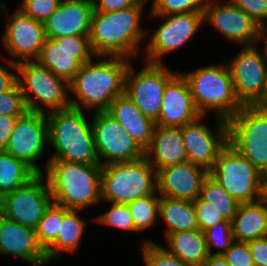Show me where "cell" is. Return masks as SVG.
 <instances>
[{
  "instance_id": "e575fe53",
  "label": "cell",
  "mask_w": 267,
  "mask_h": 266,
  "mask_svg": "<svg viewBox=\"0 0 267 266\" xmlns=\"http://www.w3.org/2000/svg\"><path fill=\"white\" fill-rule=\"evenodd\" d=\"M207 0H153L152 15L203 12Z\"/></svg>"
},
{
  "instance_id": "52a82bcc",
  "label": "cell",
  "mask_w": 267,
  "mask_h": 266,
  "mask_svg": "<svg viewBox=\"0 0 267 266\" xmlns=\"http://www.w3.org/2000/svg\"><path fill=\"white\" fill-rule=\"evenodd\" d=\"M11 60L5 59L9 66L18 71L17 83L28 111L46 114L40 103L50 108L51 112L71 107L70 97L68 98L67 95L69 83L66 80L37 61H23L15 64Z\"/></svg>"
},
{
  "instance_id": "8d00e7d4",
  "label": "cell",
  "mask_w": 267,
  "mask_h": 266,
  "mask_svg": "<svg viewBox=\"0 0 267 266\" xmlns=\"http://www.w3.org/2000/svg\"><path fill=\"white\" fill-rule=\"evenodd\" d=\"M142 252L145 266H190L154 242L145 241Z\"/></svg>"
},
{
  "instance_id": "836d02e7",
  "label": "cell",
  "mask_w": 267,
  "mask_h": 266,
  "mask_svg": "<svg viewBox=\"0 0 267 266\" xmlns=\"http://www.w3.org/2000/svg\"><path fill=\"white\" fill-rule=\"evenodd\" d=\"M209 255H223L234 242L232 222L225 220L203 231ZM215 246L220 250L212 252Z\"/></svg>"
},
{
  "instance_id": "ffe728a7",
  "label": "cell",
  "mask_w": 267,
  "mask_h": 266,
  "mask_svg": "<svg viewBox=\"0 0 267 266\" xmlns=\"http://www.w3.org/2000/svg\"><path fill=\"white\" fill-rule=\"evenodd\" d=\"M200 116L186 78L176 73L166 84L156 125L181 128Z\"/></svg>"
},
{
  "instance_id": "f6af8a7d",
  "label": "cell",
  "mask_w": 267,
  "mask_h": 266,
  "mask_svg": "<svg viewBox=\"0 0 267 266\" xmlns=\"http://www.w3.org/2000/svg\"><path fill=\"white\" fill-rule=\"evenodd\" d=\"M18 117L21 116H11L4 114L0 116V151H5Z\"/></svg>"
},
{
  "instance_id": "8fae6325",
  "label": "cell",
  "mask_w": 267,
  "mask_h": 266,
  "mask_svg": "<svg viewBox=\"0 0 267 266\" xmlns=\"http://www.w3.org/2000/svg\"><path fill=\"white\" fill-rule=\"evenodd\" d=\"M94 114L92 132L98 161L102 166L145 157V151L107 111Z\"/></svg>"
},
{
  "instance_id": "4fadbf2b",
  "label": "cell",
  "mask_w": 267,
  "mask_h": 266,
  "mask_svg": "<svg viewBox=\"0 0 267 266\" xmlns=\"http://www.w3.org/2000/svg\"><path fill=\"white\" fill-rule=\"evenodd\" d=\"M96 57L89 35H72L45 39L40 55L36 60L68 83L80 70L82 64Z\"/></svg>"
},
{
  "instance_id": "d590c367",
  "label": "cell",
  "mask_w": 267,
  "mask_h": 266,
  "mask_svg": "<svg viewBox=\"0 0 267 266\" xmlns=\"http://www.w3.org/2000/svg\"><path fill=\"white\" fill-rule=\"evenodd\" d=\"M109 211L99 214L96 221L116 228L137 231L127 204L111 203Z\"/></svg>"
},
{
  "instance_id": "7bdbcfd3",
  "label": "cell",
  "mask_w": 267,
  "mask_h": 266,
  "mask_svg": "<svg viewBox=\"0 0 267 266\" xmlns=\"http://www.w3.org/2000/svg\"><path fill=\"white\" fill-rule=\"evenodd\" d=\"M255 266H267V236L248 242Z\"/></svg>"
},
{
  "instance_id": "d6986e66",
  "label": "cell",
  "mask_w": 267,
  "mask_h": 266,
  "mask_svg": "<svg viewBox=\"0 0 267 266\" xmlns=\"http://www.w3.org/2000/svg\"><path fill=\"white\" fill-rule=\"evenodd\" d=\"M207 0L203 21L214 26L225 38L244 46H253L259 41L262 28L242 9L226 3Z\"/></svg>"
},
{
  "instance_id": "1f68e13d",
  "label": "cell",
  "mask_w": 267,
  "mask_h": 266,
  "mask_svg": "<svg viewBox=\"0 0 267 266\" xmlns=\"http://www.w3.org/2000/svg\"><path fill=\"white\" fill-rule=\"evenodd\" d=\"M159 202L160 195L157 192L140 197L127 204L137 232L147 230L154 225L157 216H159L157 215L159 214Z\"/></svg>"
},
{
  "instance_id": "681fc988",
  "label": "cell",
  "mask_w": 267,
  "mask_h": 266,
  "mask_svg": "<svg viewBox=\"0 0 267 266\" xmlns=\"http://www.w3.org/2000/svg\"><path fill=\"white\" fill-rule=\"evenodd\" d=\"M255 106L261 110L267 111V81H266L263 96L261 97L260 101Z\"/></svg>"
},
{
  "instance_id": "ab89813d",
  "label": "cell",
  "mask_w": 267,
  "mask_h": 266,
  "mask_svg": "<svg viewBox=\"0 0 267 266\" xmlns=\"http://www.w3.org/2000/svg\"><path fill=\"white\" fill-rule=\"evenodd\" d=\"M228 3L242 9L262 29L267 28V0H230Z\"/></svg>"
},
{
  "instance_id": "7c38bea8",
  "label": "cell",
  "mask_w": 267,
  "mask_h": 266,
  "mask_svg": "<svg viewBox=\"0 0 267 266\" xmlns=\"http://www.w3.org/2000/svg\"><path fill=\"white\" fill-rule=\"evenodd\" d=\"M146 63L136 75L130 64L125 77V94L144 115L156 122L166 84L176 73L167 69L163 63Z\"/></svg>"
},
{
  "instance_id": "7dc6e473",
  "label": "cell",
  "mask_w": 267,
  "mask_h": 266,
  "mask_svg": "<svg viewBox=\"0 0 267 266\" xmlns=\"http://www.w3.org/2000/svg\"><path fill=\"white\" fill-rule=\"evenodd\" d=\"M201 266H230L222 255H209Z\"/></svg>"
},
{
  "instance_id": "2e32d148",
  "label": "cell",
  "mask_w": 267,
  "mask_h": 266,
  "mask_svg": "<svg viewBox=\"0 0 267 266\" xmlns=\"http://www.w3.org/2000/svg\"><path fill=\"white\" fill-rule=\"evenodd\" d=\"M164 17L166 21L155 29V33L146 44V59L151 63H162L161 58L182 47L203 23V12L173 13L168 15H150Z\"/></svg>"
},
{
  "instance_id": "5bb4252c",
  "label": "cell",
  "mask_w": 267,
  "mask_h": 266,
  "mask_svg": "<svg viewBox=\"0 0 267 266\" xmlns=\"http://www.w3.org/2000/svg\"><path fill=\"white\" fill-rule=\"evenodd\" d=\"M256 48L243 46L228 64L236 96L243 106H255L260 101L267 81L265 55Z\"/></svg>"
},
{
  "instance_id": "4316f807",
  "label": "cell",
  "mask_w": 267,
  "mask_h": 266,
  "mask_svg": "<svg viewBox=\"0 0 267 266\" xmlns=\"http://www.w3.org/2000/svg\"><path fill=\"white\" fill-rule=\"evenodd\" d=\"M165 238L169 247L166 250L185 264L201 266L209 256L206 240L200 229L172 233Z\"/></svg>"
},
{
  "instance_id": "d6a6232c",
  "label": "cell",
  "mask_w": 267,
  "mask_h": 266,
  "mask_svg": "<svg viewBox=\"0 0 267 266\" xmlns=\"http://www.w3.org/2000/svg\"><path fill=\"white\" fill-rule=\"evenodd\" d=\"M63 220V206L52 203L45 211L36 228L39 245L45 251L56 239Z\"/></svg>"
},
{
  "instance_id": "3957f363",
  "label": "cell",
  "mask_w": 267,
  "mask_h": 266,
  "mask_svg": "<svg viewBox=\"0 0 267 266\" xmlns=\"http://www.w3.org/2000/svg\"><path fill=\"white\" fill-rule=\"evenodd\" d=\"M46 179L53 203L83 210L101 200V164L47 161Z\"/></svg>"
},
{
  "instance_id": "484cf974",
  "label": "cell",
  "mask_w": 267,
  "mask_h": 266,
  "mask_svg": "<svg viewBox=\"0 0 267 266\" xmlns=\"http://www.w3.org/2000/svg\"><path fill=\"white\" fill-rule=\"evenodd\" d=\"M235 241L249 242L267 234V206L261 201L239 204L232 221Z\"/></svg>"
},
{
  "instance_id": "9a60e30c",
  "label": "cell",
  "mask_w": 267,
  "mask_h": 266,
  "mask_svg": "<svg viewBox=\"0 0 267 266\" xmlns=\"http://www.w3.org/2000/svg\"><path fill=\"white\" fill-rule=\"evenodd\" d=\"M47 142L46 114L27 111L17 118L5 152L24 161L37 174H43L36 161L41 159Z\"/></svg>"
},
{
  "instance_id": "7402d4cb",
  "label": "cell",
  "mask_w": 267,
  "mask_h": 266,
  "mask_svg": "<svg viewBox=\"0 0 267 266\" xmlns=\"http://www.w3.org/2000/svg\"><path fill=\"white\" fill-rule=\"evenodd\" d=\"M92 0H61L57 10L45 21V36L50 39L89 35L93 14Z\"/></svg>"
},
{
  "instance_id": "5b68a950",
  "label": "cell",
  "mask_w": 267,
  "mask_h": 266,
  "mask_svg": "<svg viewBox=\"0 0 267 266\" xmlns=\"http://www.w3.org/2000/svg\"><path fill=\"white\" fill-rule=\"evenodd\" d=\"M182 75L189 84L197 110L204 117L212 110L217 117L229 120L243 107L236 96L228 65H212Z\"/></svg>"
},
{
  "instance_id": "f546056e",
  "label": "cell",
  "mask_w": 267,
  "mask_h": 266,
  "mask_svg": "<svg viewBox=\"0 0 267 266\" xmlns=\"http://www.w3.org/2000/svg\"><path fill=\"white\" fill-rule=\"evenodd\" d=\"M37 173L24 161L0 151V198L29 182Z\"/></svg>"
},
{
  "instance_id": "cb8c5ba5",
  "label": "cell",
  "mask_w": 267,
  "mask_h": 266,
  "mask_svg": "<svg viewBox=\"0 0 267 266\" xmlns=\"http://www.w3.org/2000/svg\"><path fill=\"white\" fill-rule=\"evenodd\" d=\"M145 158L158 171L187 161L186 149L180 127L156 125Z\"/></svg>"
},
{
  "instance_id": "f35d334b",
  "label": "cell",
  "mask_w": 267,
  "mask_h": 266,
  "mask_svg": "<svg viewBox=\"0 0 267 266\" xmlns=\"http://www.w3.org/2000/svg\"><path fill=\"white\" fill-rule=\"evenodd\" d=\"M19 9L34 20L45 21L57 10L61 0H23Z\"/></svg>"
},
{
  "instance_id": "277c9868",
  "label": "cell",
  "mask_w": 267,
  "mask_h": 266,
  "mask_svg": "<svg viewBox=\"0 0 267 266\" xmlns=\"http://www.w3.org/2000/svg\"><path fill=\"white\" fill-rule=\"evenodd\" d=\"M49 142L55 153L49 161L100 164L95 150L92 124L81 109L69 107L46 114Z\"/></svg>"
},
{
  "instance_id": "bcb514c9",
  "label": "cell",
  "mask_w": 267,
  "mask_h": 266,
  "mask_svg": "<svg viewBox=\"0 0 267 266\" xmlns=\"http://www.w3.org/2000/svg\"><path fill=\"white\" fill-rule=\"evenodd\" d=\"M17 83V74H13L0 65V92L11 89Z\"/></svg>"
},
{
  "instance_id": "d4e9b609",
  "label": "cell",
  "mask_w": 267,
  "mask_h": 266,
  "mask_svg": "<svg viewBox=\"0 0 267 266\" xmlns=\"http://www.w3.org/2000/svg\"><path fill=\"white\" fill-rule=\"evenodd\" d=\"M107 112L121 124L144 151L149 147L156 122L144 115L125 93L113 100Z\"/></svg>"
},
{
  "instance_id": "60d3db41",
  "label": "cell",
  "mask_w": 267,
  "mask_h": 266,
  "mask_svg": "<svg viewBox=\"0 0 267 266\" xmlns=\"http://www.w3.org/2000/svg\"><path fill=\"white\" fill-rule=\"evenodd\" d=\"M197 216L198 228L203 232L214 224L225 221L220 213L211 205H206L200 197L193 201Z\"/></svg>"
},
{
  "instance_id": "ba28073f",
  "label": "cell",
  "mask_w": 267,
  "mask_h": 266,
  "mask_svg": "<svg viewBox=\"0 0 267 266\" xmlns=\"http://www.w3.org/2000/svg\"><path fill=\"white\" fill-rule=\"evenodd\" d=\"M228 144L248 159L261 174L267 173V111L243 106L227 120Z\"/></svg>"
},
{
  "instance_id": "ee69618b",
  "label": "cell",
  "mask_w": 267,
  "mask_h": 266,
  "mask_svg": "<svg viewBox=\"0 0 267 266\" xmlns=\"http://www.w3.org/2000/svg\"><path fill=\"white\" fill-rule=\"evenodd\" d=\"M93 12H113L135 6L136 0H92Z\"/></svg>"
},
{
  "instance_id": "8992f818",
  "label": "cell",
  "mask_w": 267,
  "mask_h": 266,
  "mask_svg": "<svg viewBox=\"0 0 267 266\" xmlns=\"http://www.w3.org/2000/svg\"><path fill=\"white\" fill-rule=\"evenodd\" d=\"M157 192V171L145 158L102 166L101 201L128 204Z\"/></svg>"
},
{
  "instance_id": "9c48e42d",
  "label": "cell",
  "mask_w": 267,
  "mask_h": 266,
  "mask_svg": "<svg viewBox=\"0 0 267 266\" xmlns=\"http://www.w3.org/2000/svg\"><path fill=\"white\" fill-rule=\"evenodd\" d=\"M209 175L239 204L260 200L261 172L228 143Z\"/></svg>"
},
{
  "instance_id": "6da1fadb",
  "label": "cell",
  "mask_w": 267,
  "mask_h": 266,
  "mask_svg": "<svg viewBox=\"0 0 267 266\" xmlns=\"http://www.w3.org/2000/svg\"><path fill=\"white\" fill-rule=\"evenodd\" d=\"M98 58L104 59L85 62L69 82V91L77 97L70 98L71 107L81 109L82 105L95 112L107 111L113 100L125 93V77L130 66L127 58Z\"/></svg>"
},
{
  "instance_id": "44dd1931",
  "label": "cell",
  "mask_w": 267,
  "mask_h": 266,
  "mask_svg": "<svg viewBox=\"0 0 267 266\" xmlns=\"http://www.w3.org/2000/svg\"><path fill=\"white\" fill-rule=\"evenodd\" d=\"M209 174L189 161L157 171V192L161 196L194 201L200 196L201 185Z\"/></svg>"
},
{
  "instance_id": "74e56055",
  "label": "cell",
  "mask_w": 267,
  "mask_h": 266,
  "mask_svg": "<svg viewBox=\"0 0 267 266\" xmlns=\"http://www.w3.org/2000/svg\"><path fill=\"white\" fill-rule=\"evenodd\" d=\"M28 111L18 83L11 89L0 92V116H23Z\"/></svg>"
},
{
  "instance_id": "f1b7e54d",
  "label": "cell",
  "mask_w": 267,
  "mask_h": 266,
  "mask_svg": "<svg viewBox=\"0 0 267 266\" xmlns=\"http://www.w3.org/2000/svg\"><path fill=\"white\" fill-rule=\"evenodd\" d=\"M79 212L63 206V220L60 221L57 239L45 250L48 262L60 257L59 251L75 252L79 246L85 230V222L79 217Z\"/></svg>"
},
{
  "instance_id": "83f0119b",
  "label": "cell",
  "mask_w": 267,
  "mask_h": 266,
  "mask_svg": "<svg viewBox=\"0 0 267 266\" xmlns=\"http://www.w3.org/2000/svg\"><path fill=\"white\" fill-rule=\"evenodd\" d=\"M158 215L167 225L166 236L181 231L199 229L193 201L160 195Z\"/></svg>"
},
{
  "instance_id": "e0dca14e",
  "label": "cell",
  "mask_w": 267,
  "mask_h": 266,
  "mask_svg": "<svg viewBox=\"0 0 267 266\" xmlns=\"http://www.w3.org/2000/svg\"><path fill=\"white\" fill-rule=\"evenodd\" d=\"M202 118L203 115L181 127V133L187 161L209 172L215 165L218 153L228 143V124L227 120L217 117L218 129L214 134L207 125L201 124Z\"/></svg>"
},
{
  "instance_id": "816d5d0a",
  "label": "cell",
  "mask_w": 267,
  "mask_h": 266,
  "mask_svg": "<svg viewBox=\"0 0 267 266\" xmlns=\"http://www.w3.org/2000/svg\"><path fill=\"white\" fill-rule=\"evenodd\" d=\"M137 2H140V3H143V4H146L145 2H147V0H136Z\"/></svg>"
},
{
  "instance_id": "7a4b0ae2",
  "label": "cell",
  "mask_w": 267,
  "mask_h": 266,
  "mask_svg": "<svg viewBox=\"0 0 267 266\" xmlns=\"http://www.w3.org/2000/svg\"><path fill=\"white\" fill-rule=\"evenodd\" d=\"M145 4L113 12H93L89 34L93 53L98 56L136 58L139 42L146 36L140 24Z\"/></svg>"
},
{
  "instance_id": "ac0fdd59",
  "label": "cell",
  "mask_w": 267,
  "mask_h": 266,
  "mask_svg": "<svg viewBox=\"0 0 267 266\" xmlns=\"http://www.w3.org/2000/svg\"><path fill=\"white\" fill-rule=\"evenodd\" d=\"M3 44L6 50L21 60H11L15 64L36 61L46 39L44 23L34 20L20 9L8 16Z\"/></svg>"
},
{
  "instance_id": "b9f144b4",
  "label": "cell",
  "mask_w": 267,
  "mask_h": 266,
  "mask_svg": "<svg viewBox=\"0 0 267 266\" xmlns=\"http://www.w3.org/2000/svg\"><path fill=\"white\" fill-rule=\"evenodd\" d=\"M222 256L230 266H255L248 242L234 241Z\"/></svg>"
},
{
  "instance_id": "4dcf8cb0",
  "label": "cell",
  "mask_w": 267,
  "mask_h": 266,
  "mask_svg": "<svg viewBox=\"0 0 267 266\" xmlns=\"http://www.w3.org/2000/svg\"><path fill=\"white\" fill-rule=\"evenodd\" d=\"M199 197L206 201V205L213 206L225 220L233 221L239 203L209 174L202 182Z\"/></svg>"
},
{
  "instance_id": "30bf717a",
  "label": "cell",
  "mask_w": 267,
  "mask_h": 266,
  "mask_svg": "<svg viewBox=\"0 0 267 266\" xmlns=\"http://www.w3.org/2000/svg\"><path fill=\"white\" fill-rule=\"evenodd\" d=\"M44 176L37 174L23 186L4 194L0 198V214L11 221L36 229L45 211L53 203Z\"/></svg>"
},
{
  "instance_id": "f907efd6",
  "label": "cell",
  "mask_w": 267,
  "mask_h": 266,
  "mask_svg": "<svg viewBox=\"0 0 267 266\" xmlns=\"http://www.w3.org/2000/svg\"><path fill=\"white\" fill-rule=\"evenodd\" d=\"M262 39H266L265 40V47L263 48V53H264V55H265V60H266V62H267V28H265V29H262L261 30V33H260V37H259V40H262Z\"/></svg>"
},
{
  "instance_id": "c3c4849f",
  "label": "cell",
  "mask_w": 267,
  "mask_h": 266,
  "mask_svg": "<svg viewBox=\"0 0 267 266\" xmlns=\"http://www.w3.org/2000/svg\"><path fill=\"white\" fill-rule=\"evenodd\" d=\"M260 200L267 206V173L262 174L261 177Z\"/></svg>"
},
{
  "instance_id": "603a6c76",
  "label": "cell",
  "mask_w": 267,
  "mask_h": 266,
  "mask_svg": "<svg viewBox=\"0 0 267 266\" xmlns=\"http://www.w3.org/2000/svg\"><path fill=\"white\" fill-rule=\"evenodd\" d=\"M0 254L13 255L33 266L48 263L46 253L38 243L36 229L11 221L1 214Z\"/></svg>"
}]
</instances>
